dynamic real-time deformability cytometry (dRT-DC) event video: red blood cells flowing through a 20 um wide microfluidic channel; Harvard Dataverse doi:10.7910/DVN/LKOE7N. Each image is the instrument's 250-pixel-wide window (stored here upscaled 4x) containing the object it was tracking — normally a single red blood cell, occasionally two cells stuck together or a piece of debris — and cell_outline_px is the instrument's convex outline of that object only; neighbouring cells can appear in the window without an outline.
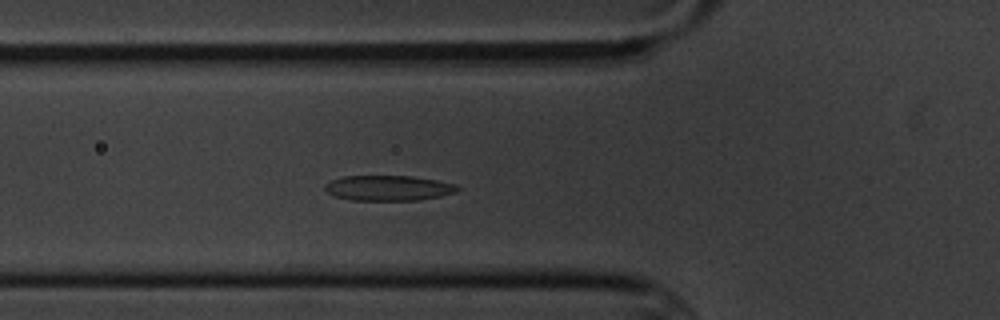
{"species": "common noctule bat (a hibernating species)", "species_latin": "Nyctalus noctula", "temperature_condition": "cold", "stored_images_in_passage": 5, "camera_frame_rate_fps": 3000, "um_per_image_px": 0.085, "animal": {"sex": "male", "body_mass_g": 20.1, "forearm_length_mm": 53.5}, "frame": {"image": 1, "passage_image": 5, "time_ms": 4.667, "image_size_px": [1000, 320], "cell_outline_px": [[460, 188], [456, 192], [440, 196], [420, 200], [352, 200], [336, 196], [328, 192], [324, 188], [324, 184], [332, 180], [344, 176], [412, 176], [436, 180], [456, 184]], "centroid_in_image_um": [33.03, 15.98], "position_along_channel_um": 92.8, "area_um2": 19.42}}